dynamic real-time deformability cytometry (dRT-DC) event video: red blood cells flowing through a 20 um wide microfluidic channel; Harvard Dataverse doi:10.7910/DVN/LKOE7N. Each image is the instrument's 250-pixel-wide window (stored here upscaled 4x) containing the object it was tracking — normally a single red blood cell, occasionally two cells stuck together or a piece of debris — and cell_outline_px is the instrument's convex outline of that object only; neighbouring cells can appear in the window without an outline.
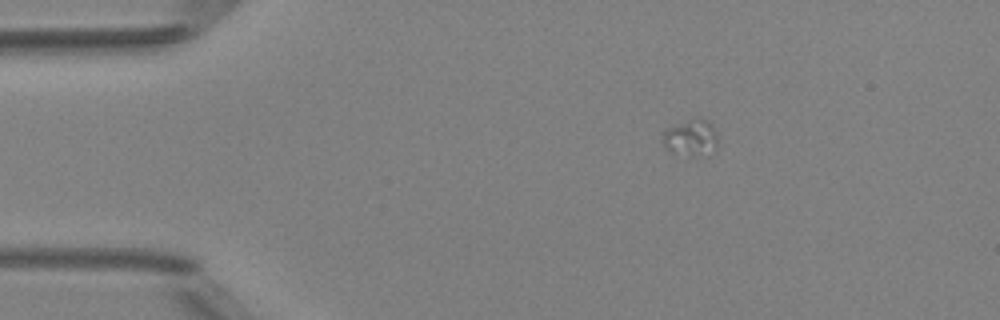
{"species": "Egyptian fruit bat (a non-hibernating species)", "species_latin": "Rousettus aegyptiacus", "temperature_condition": "room temperature", "stored_images_in_passage": 5, "camera_frame_rate_fps": 3000, "um_per_image_px": 0.085, "animal": {"sex": "female"}, "frame": {"image": 1, "passage_image": 5, "time_ms": 5.333, "image_size_px": [1000, 320], "cell_outline_px": [[716, 144], [700, 156], [692, 156], [672, 152], [664, 144], [664, 128], [696, 116], [700, 116], [708, 120], [716, 128]], "centroid_in_image_um": [58.71, 11.62], "position_along_channel_um": 26.3, "area_um2": 11.62}}